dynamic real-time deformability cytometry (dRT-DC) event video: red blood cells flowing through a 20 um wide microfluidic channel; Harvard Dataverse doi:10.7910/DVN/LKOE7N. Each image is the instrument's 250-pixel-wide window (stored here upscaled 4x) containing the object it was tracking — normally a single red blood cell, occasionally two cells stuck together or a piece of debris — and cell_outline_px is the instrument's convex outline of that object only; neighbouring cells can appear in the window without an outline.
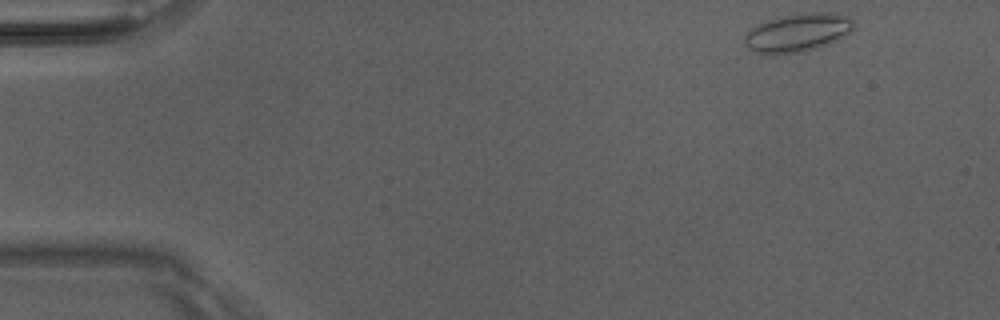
{"species": "Egyptian fruit bat (a non-hibernating species)", "species_latin": "Rousettus aegyptiacus", "temperature_condition": "room temperature", "stored_images_in_passage": 47, "camera_frame_rate_fps": 3000, "um_per_image_px": 0.085, "animal": {"sex": "male"}, "frame": {"image": 1, "passage_image": 1, "time_ms": 0.0, "image_size_px": [1000, 320], "cell_outline_px": [[856, 28], [844, 36], [828, 44], [816, 48], [800, 52], [776, 56], [764, 56], [752, 52], [744, 44], [744, 36], [752, 28], [768, 20], [784, 16], [812, 12], [836, 12], [848, 16], [852, 20]], "centroid_in_image_um": [67.79, 2.81], "position_along_channel_um": 17.2, "area_um2": 24.8}}
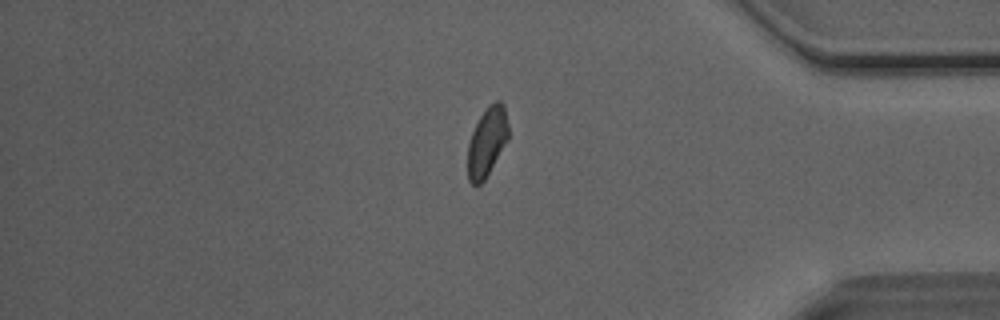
{"frame": {"image": 2, "passage_image": 39, "time_ms": 12.667, "image_size_px": [1000, 320], "cell_outline_px": [[508, 140], [484, 180], [480, 184], [472, 184], [468, 180], [468, 144], [472, 132], [480, 116], [496, 100], [500, 100], [504, 104], [508, 124]], "centroid_in_image_um": [41.4, 12.06], "position_along_channel_um": 393.8, "area_um2": 16.13}}
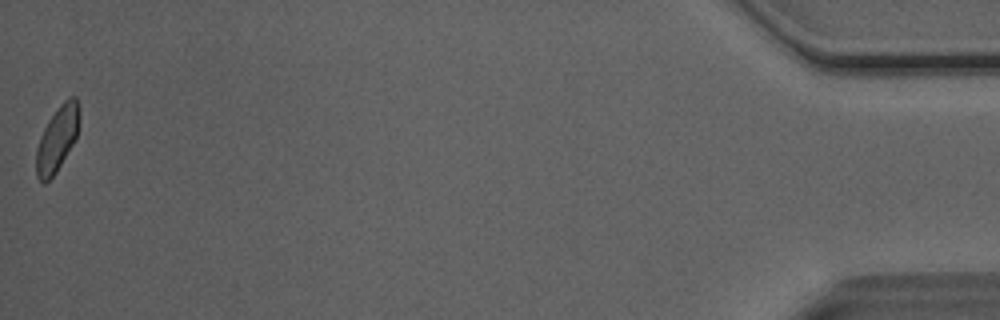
{"frame": {"image": 3, "passage_image": 47, "time_ms": 15.333, "image_size_px": [1000, 320], "cell_outline_px": [[80, 116], [76, 136], [72, 144], [56, 172], [44, 184], [36, 176], [36, 148], [40, 136], [48, 120], [60, 104], [68, 96], [76, 96], [80, 108]], "centroid_in_image_um": [4.86, 11.75], "position_along_channel_um": 430.3, "area_um2": 16.3}, "authors_computed_cell_mechanics": {"area_um2": 17.1666, "velocity_mm_per_s": 4.0471, "shape_relaxation_time_tau1_ms": 10.8417, "shape_relaxation_time_tau2_ms": 1.6633, "deformation_change_tau1": 0.1449, "deformation_change_tau2": 0.0534}}